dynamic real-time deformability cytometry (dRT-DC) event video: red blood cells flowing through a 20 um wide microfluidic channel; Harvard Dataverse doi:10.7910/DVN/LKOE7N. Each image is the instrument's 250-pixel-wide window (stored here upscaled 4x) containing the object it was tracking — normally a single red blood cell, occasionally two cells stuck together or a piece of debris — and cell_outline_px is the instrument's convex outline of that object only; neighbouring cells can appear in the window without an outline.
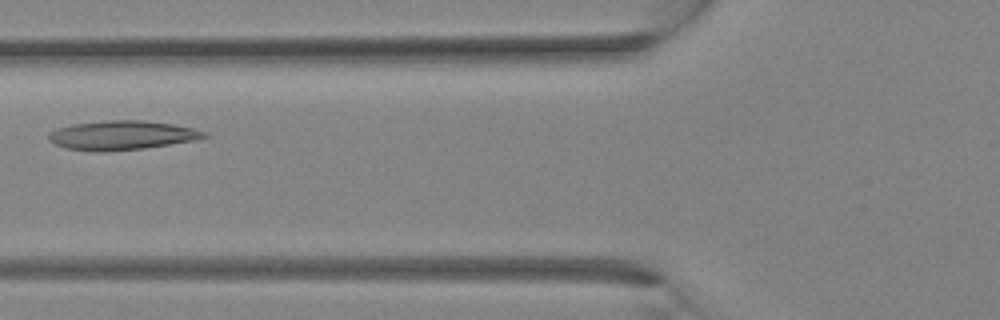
{"species": "Egyptian fruit bat (a non-hibernating species)", "species_latin": "Rousettus aegyptiacus", "temperature_condition": "room temperature", "stored_images_in_passage": 16, "camera_frame_rate_fps": 3000, "um_per_image_px": 0.085, "animal": {"sex": "female"}, "frame": {"image": 1, "passage_image": 7, "time_ms": 2.0, "image_size_px": [1000, 320], "cell_outline_px": [[212, 136], [192, 140], [144, 148], [108, 152], [92, 152], [68, 148], [56, 144], [48, 140], [48, 132], [56, 128], [72, 124], [108, 120], [144, 120], [172, 124], [192, 128], [208, 132]], "centroid_in_image_um": [10.34, 11.5], "position_along_channel_um": 115.5, "area_um2": 26.53}}
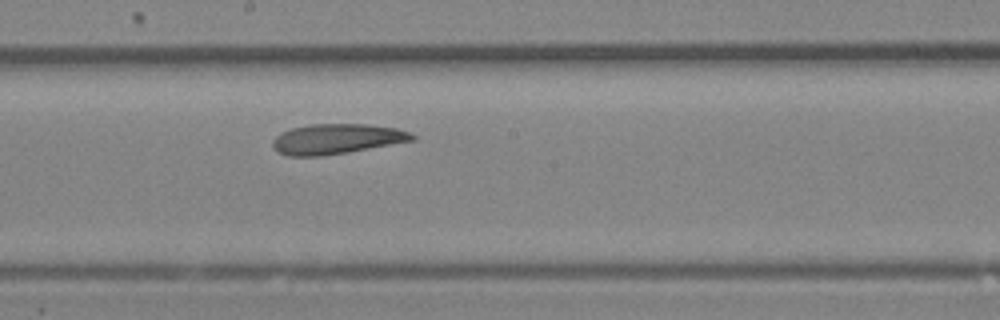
{"frame": {"image": 2, "passage_image": 12, "time_ms": 3.667, "image_size_px": [1000, 320], "cell_outline_px": [[416, 140], [348, 152], [320, 156], [288, 156], [276, 152], [272, 144], [272, 140], [280, 132], [292, 128], [308, 124], [368, 124], [396, 128], [408, 132], [416, 136]], "centroid_in_image_um": [28.59, 11.81], "position_along_channel_um": 219.6, "area_um2": 24.62}}
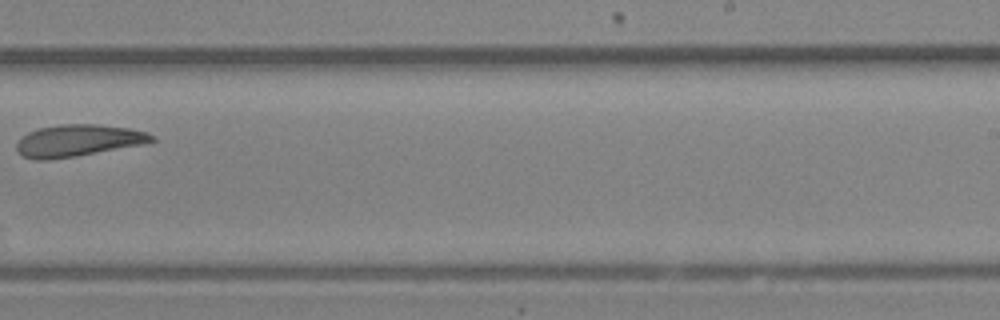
{"frame": {"image": 3, "passage_image": 15, "time_ms": 4.667, "image_size_px": [1000, 320], "cell_outline_px": [[156, 140], [144, 144], [76, 156], [48, 160], [36, 160], [24, 156], [16, 148], [16, 144], [28, 132], [40, 128], [60, 124], [96, 124], [128, 128], [144, 132], [152, 136]], "centroid_in_image_um": [6.63, 11.95], "position_along_channel_um": 282.4, "area_um2": 24.74}}